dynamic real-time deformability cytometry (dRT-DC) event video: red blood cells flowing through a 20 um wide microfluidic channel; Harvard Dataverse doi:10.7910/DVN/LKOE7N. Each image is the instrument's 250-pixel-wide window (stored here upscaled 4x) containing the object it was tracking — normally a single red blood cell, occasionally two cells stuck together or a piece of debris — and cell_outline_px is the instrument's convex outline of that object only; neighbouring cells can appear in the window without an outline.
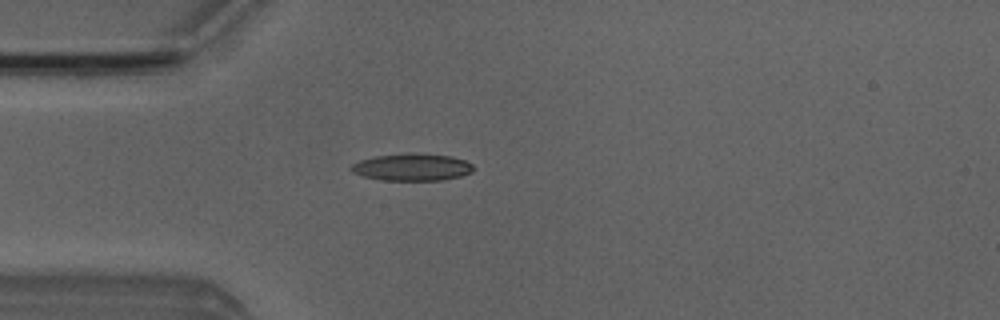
{"species": "Egyptian fruit bat (a non-hibernating species)", "species_latin": "Rousettus aegyptiacus", "temperature_condition": "room temperature", "stored_images_in_passage": 1, "camera_frame_rate_fps": 3000, "um_per_image_px": 0.085, "animal": {"sex": "male"}, "frame": {"image": 1, "passage_image": 1, "time_ms": 0.0, "image_size_px": [1000, 320], "cell_outline_px": [[476, 168], [472, 172], [460, 176], [440, 180], [384, 180], [364, 176], [352, 172], [348, 168], [352, 164], [360, 160], [376, 156], [408, 152], [412, 152], [452, 156], [464, 160], [472, 164]], "centroid_in_image_um": [35.03, 14.19], "position_along_channel_um": 50.0, "area_um2": 19.48}}